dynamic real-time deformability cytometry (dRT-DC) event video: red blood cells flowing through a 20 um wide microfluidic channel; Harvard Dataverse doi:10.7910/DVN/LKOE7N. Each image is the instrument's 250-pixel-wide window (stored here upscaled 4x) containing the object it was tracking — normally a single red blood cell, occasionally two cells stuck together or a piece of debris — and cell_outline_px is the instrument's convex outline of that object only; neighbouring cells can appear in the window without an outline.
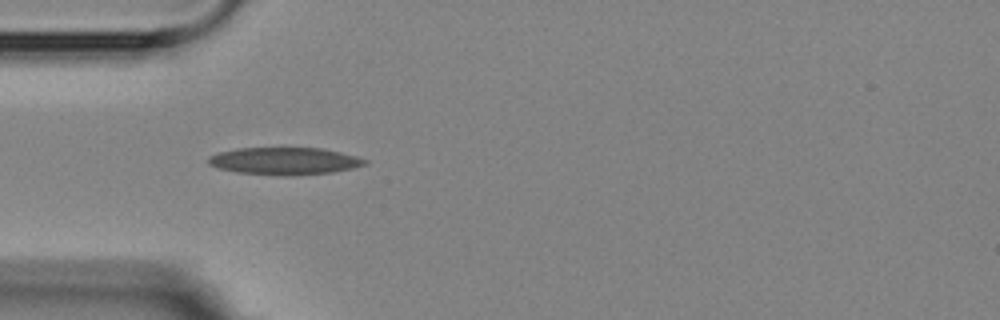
{"species": "Egyptian fruit bat (a non-hibernating species)", "species_latin": "Rousettus aegyptiacus", "temperature_condition": "room temperature", "stored_images_in_passage": 6, "camera_frame_rate_fps": 3000, "um_per_image_px": 0.085, "animal": {"sex": "female"}, "frame": {"image": 1, "passage_image": 4, "time_ms": 4.0, "image_size_px": [1000, 320], "cell_outline_px": [[368, 164], [352, 168], [332, 172], [288, 176], [284, 176], [236, 172], [220, 168], [208, 164], [208, 156], [216, 152], [236, 148], [324, 148], [356, 156], [368, 160]], "centroid_in_image_um": [24.17, 13.68], "position_along_channel_um": 60.8, "area_um2": 25.03}}
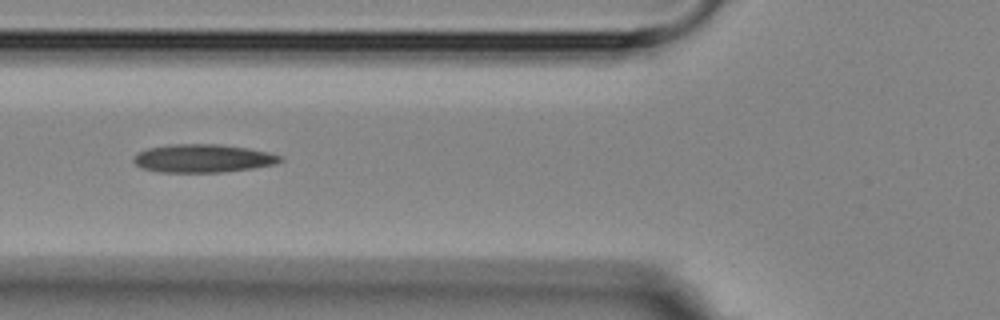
{"frame": {"image": 2, "passage_image": 5, "time_ms": 5.333, "image_size_px": [1000, 320], "cell_outline_px": [[284, 160], [276, 164], [252, 168], [224, 172], [156, 172], [140, 168], [132, 160], [136, 152], [148, 148], [176, 144], [216, 144], [248, 148], [268, 152], [284, 156]], "centroid_in_image_um": [17.25, 13.47], "position_along_channel_um": 108.6, "area_um2": 24.28}}
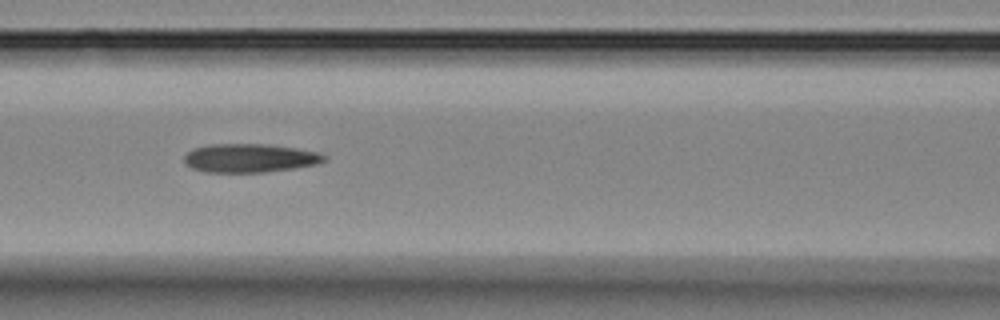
{"frame": {"image": 3, "passage_image": 6, "time_ms": 6.333, "image_size_px": [1000, 320], "cell_outline_px": [[328, 160], [316, 164], [292, 168], [264, 172], [204, 172], [192, 168], [184, 164], [184, 156], [192, 148], [208, 144], [268, 144], [296, 148], [316, 152], [328, 156]], "centroid_in_image_um": [21.2, 13.43], "position_along_channel_um": 145.4, "area_um2": 23.47}}